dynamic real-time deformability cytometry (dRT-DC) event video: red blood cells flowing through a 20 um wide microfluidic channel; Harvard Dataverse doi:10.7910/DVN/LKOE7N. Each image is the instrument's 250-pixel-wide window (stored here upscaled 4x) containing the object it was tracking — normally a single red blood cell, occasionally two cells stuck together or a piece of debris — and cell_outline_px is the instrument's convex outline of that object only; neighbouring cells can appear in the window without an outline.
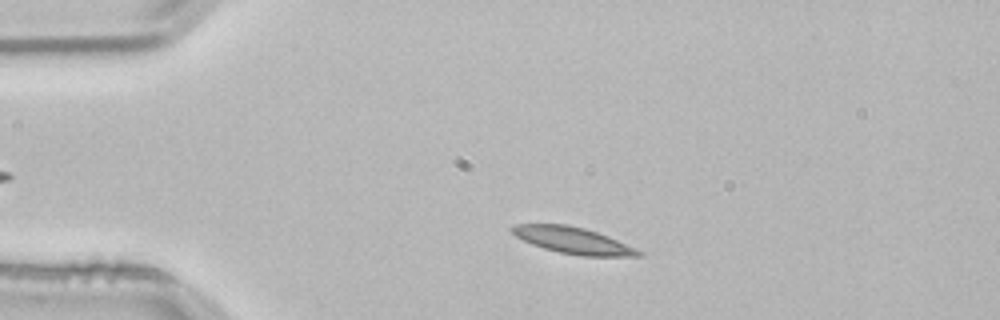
{"species": "common noctule bat (a hibernating species)", "species_latin": "Nyctalus noctula", "temperature_condition": "room temperature", "stored_images_in_passage": 49, "camera_frame_rate_fps": 3000, "um_per_image_px": 0.085, "animal": {"sex": "male", "body_mass_g": 21.5, "forearm_length_mm": 52.0}, "frame": {"image": 1, "passage_image": 7, "time_ms": 2.0, "image_size_px": [1000, 320], "cell_outline_px": [[644, 256], [580, 256], [560, 252], [544, 248], [532, 244], [516, 236], [508, 228], [512, 224], [564, 224], [584, 228], [608, 236], [636, 248], [644, 252]], "centroid_in_image_um": [48.71, 20.43], "position_along_channel_um": 36.3, "area_um2": 19.48}}
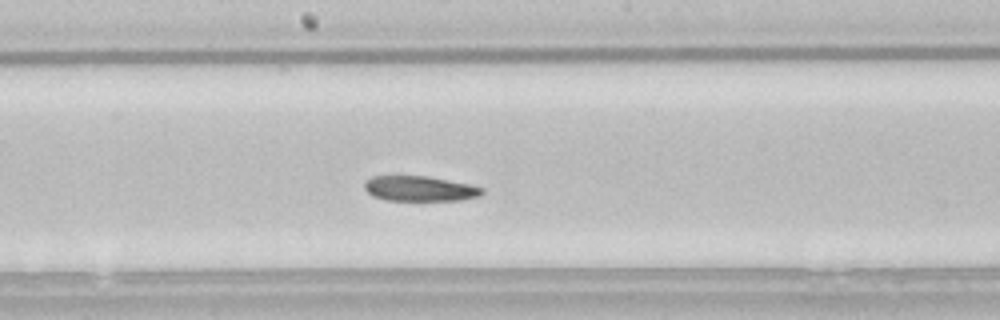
{"frame": {"image": 2, "passage_image": 24, "time_ms": 7.667, "image_size_px": [1000, 320], "cell_outline_px": [[484, 192], [480, 196], [460, 200], [384, 200], [372, 196], [364, 188], [364, 180], [372, 176], [428, 176], [472, 184], [484, 188]], "centroid_in_image_um": [35.69, 16.02], "position_along_channel_um": 212.5, "area_um2": 17.46}}
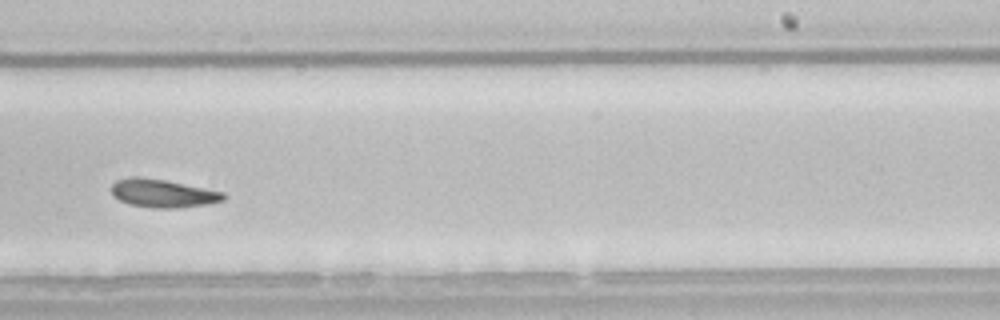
{"frame": {"image": 3, "passage_image": 29, "time_ms": 9.333, "image_size_px": [1000, 320], "cell_outline_px": [[228, 196], [224, 200], [208, 204], [180, 208], [152, 208], [128, 204], [112, 196], [112, 184], [116, 180], [132, 176], [136, 176], [164, 180], [224, 192]], "centroid_in_image_um": [13.84, 16.44], "position_along_channel_um": 275.2, "area_um2": 18.5}, "authors_computed_cell_mechanics": {"area_um2": 18.6694, "velocity_mm_per_s": 3.7767, "shape_relaxation_time_tau1_ms": null, "shape_relaxation_time_tau2_ms": 8.5626, "deformation_change_tau1": null, "deformation_change_tau2": 0.1528}}